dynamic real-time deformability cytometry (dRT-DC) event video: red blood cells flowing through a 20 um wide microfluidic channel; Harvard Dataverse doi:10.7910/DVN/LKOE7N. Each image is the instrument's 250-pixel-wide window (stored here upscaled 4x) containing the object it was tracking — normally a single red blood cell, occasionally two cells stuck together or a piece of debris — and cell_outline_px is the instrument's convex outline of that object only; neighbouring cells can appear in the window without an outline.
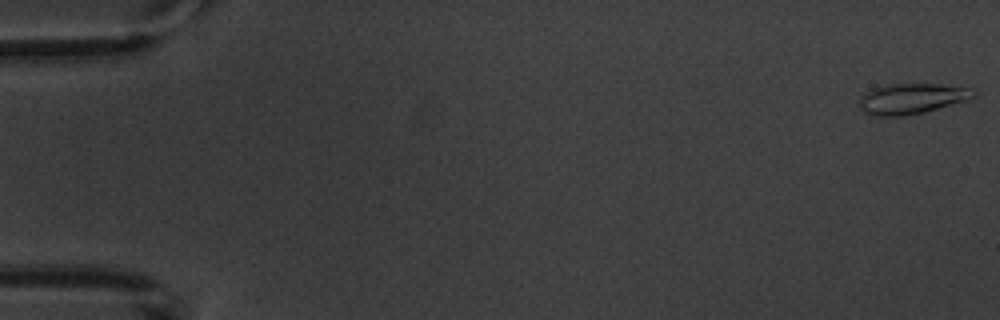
{"species": "common noctule bat (a hibernating species)", "species_latin": "Nyctalus noctula", "temperature_condition": "warm", "stored_images_in_passage": 5, "camera_frame_rate_fps": 3000, "um_per_image_px": 0.085, "animal": {"sex": "male", "body_mass_g": 20.1, "forearm_length_mm": 53.5}, "frame": {"image": 1, "passage_image": 1, "time_ms": 0.0, "image_size_px": [1000, 320], "cell_outline_px": [[976, 96], [968, 100], [924, 112], [900, 116], [868, 116], [860, 108], [860, 96], [872, 88], [892, 84], [940, 84], [976, 88]], "centroid_in_image_um": [77.53, 8.38], "position_along_channel_um": 7.5, "area_um2": 20.52}}
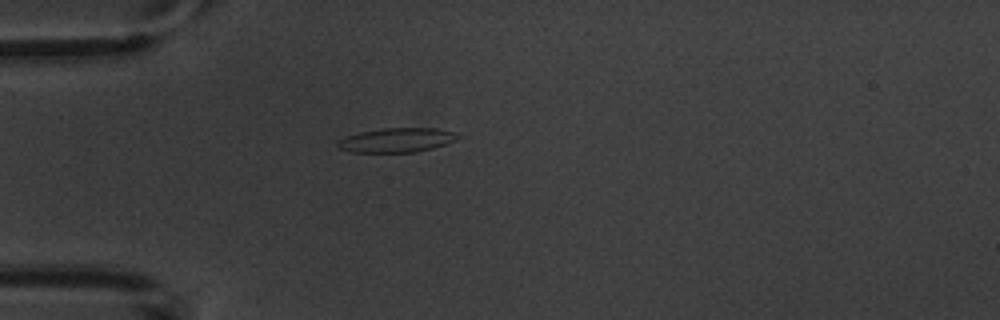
{"frame": {"image": 2, "passage_image": 5, "time_ms": 5.0, "image_size_px": [1000, 320], "cell_outline_px": [[460, 136], [456, 140], [432, 148], [416, 152], [352, 152], [340, 148], [336, 144], [336, 140], [360, 132], [384, 128], [436, 128], [452, 132]], "centroid_in_image_um": [33.7, 11.91], "position_along_channel_um": 51.3, "area_um2": 16.82}}